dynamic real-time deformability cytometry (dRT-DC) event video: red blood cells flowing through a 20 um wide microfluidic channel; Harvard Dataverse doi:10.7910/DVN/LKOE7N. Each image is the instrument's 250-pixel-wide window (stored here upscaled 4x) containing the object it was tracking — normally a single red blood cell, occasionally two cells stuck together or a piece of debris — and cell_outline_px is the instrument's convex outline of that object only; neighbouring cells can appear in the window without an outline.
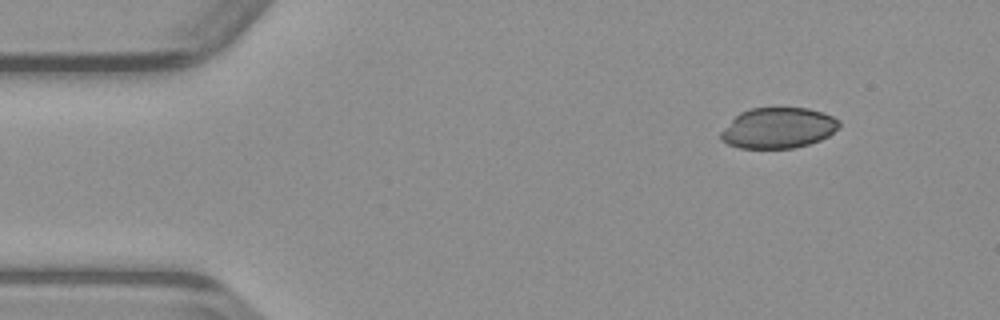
{"species": "common noctule bat (a hibernating species)", "species_latin": "Nyctalus noctula", "temperature_condition": "warm", "stored_images_in_passage": 6, "camera_frame_rate_fps": 3000, "um_per_image_px": 0.085, "animal": {"sex": "male", "body_mass_g": 23.1, "forearm_length_mm": 52.7}, "frame": {"image": 1, "passage_image": 1, "time_ms": 0.0, "image_size_px": [1000, 320], "cell_outline_px": [[840, 128], [828, 136], [820, 140], [808, 144], [792, 148], [740, 148], [728, 144], [720, 140], [720, 132], [740, 112], [752, 108], [808, 108], [824, 112], [840, 120]], "centroid_in_image_um": [66.17, 10.88], "position_along_channel_um": 18.8, "area_um2": 28.09}}